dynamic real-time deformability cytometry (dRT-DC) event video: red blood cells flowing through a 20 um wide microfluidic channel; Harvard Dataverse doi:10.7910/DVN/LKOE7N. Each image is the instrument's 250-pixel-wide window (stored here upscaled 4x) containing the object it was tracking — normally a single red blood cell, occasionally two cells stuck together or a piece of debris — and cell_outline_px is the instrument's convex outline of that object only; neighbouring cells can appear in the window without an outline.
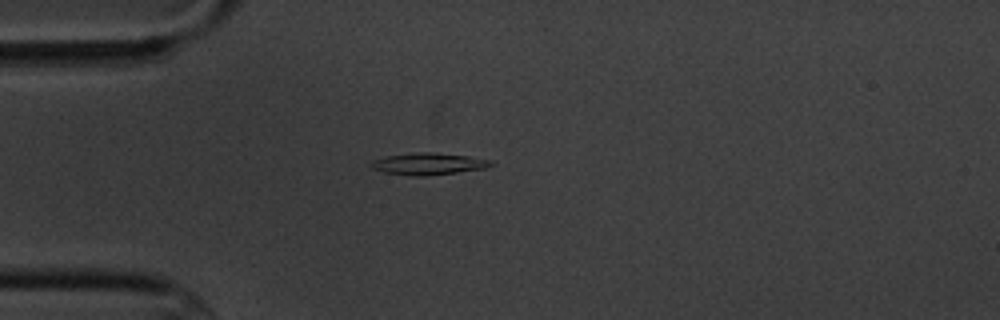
{"species": "common noctule bat (a hibernating species)", "species_latin": "Nyctalus noctula", "temperature_condition": "cold", "stored_images_in_passage": 1, "camera_frame_rate_fps": 3000, "um_per_image_px": 0.085, "animal": {"sex": "male", "body_mass_g": 20.1, "forearm_length_mm": 53.5}, "frame": {"image": 1, "passage_image": 1, "time_ms": 0.0, "image_size_px": [1000, 320], "cell_outline_px": [[496, 164], [484, 168], [456, 172], [420, 176], [416, 176], [384, 172], [372, 168], [372, 160], [384, 156], [420, 152], [432, 152], [468, 156], [492, 160]], "centroid_in_image_um": [36.43, 13.91], "position_along_channel_um": 48.6, "area_um2": 15.03}}